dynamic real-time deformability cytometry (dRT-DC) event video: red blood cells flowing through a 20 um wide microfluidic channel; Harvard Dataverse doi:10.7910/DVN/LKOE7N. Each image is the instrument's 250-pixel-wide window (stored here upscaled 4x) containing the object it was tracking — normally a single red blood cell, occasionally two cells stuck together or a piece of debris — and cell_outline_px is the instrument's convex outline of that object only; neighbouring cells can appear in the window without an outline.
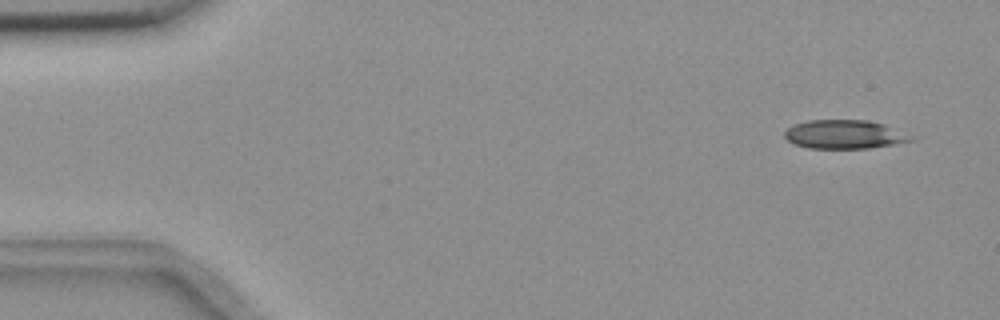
{"species": "common noctule bat (a hibernating species)", "species_latin": "Nyctalus noctula", "temperature_condition": "room temperature", "stored_images_in_passage": 8, "camera_frame_rate_fps": 3000, "um_per_image_px": 0.085, "animal": {"sex": "female", "body_mass_g": 18.4}, "frame": {"image": 1, "passage_image": 2, "time_ms": 0.333, "image_size_px": [1000, 320], "cell_outline_px": [[916, 140], [868, 148], [808, 148], [796, 144], [788, 140], [784, 136], [784, 132], [788, 128], [796, 124], [808, 120], [868, 120], [884, 124], [916, 136]], "centroid_in_image_um": [71.83, 11.42], "position_along_channel_um": 13.2, "area_um2": 21.15}}
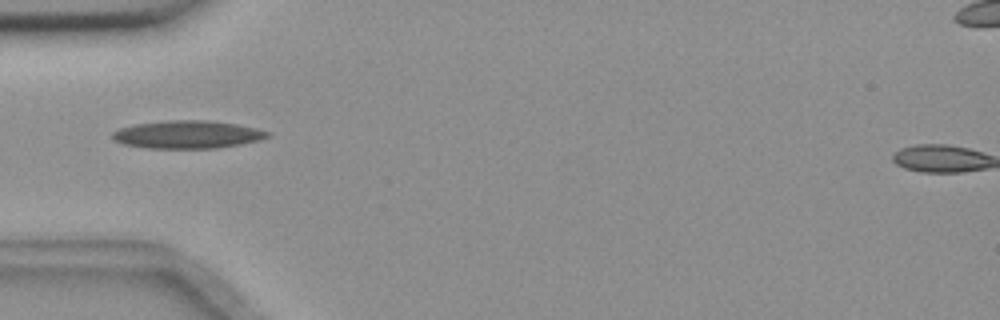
{"frame": {"image": 2, "passage_image": 6, "time_ms": 1.667, "image_size_px": [1000, 320], "cell_outline_px": [[272, 136], [260, 140], [240, 144], [216, 148], [144, 148], [124, 144], [112, 140], [112, 132], [120, 128], [136, 124], [168, 120], [208, 120], [236, 124], [256, 128], [272, 132]], "centroid_in_image_um": [15.96, 11.43], "position_along_channel_um": 69.0, "area_um2": 25.32}}
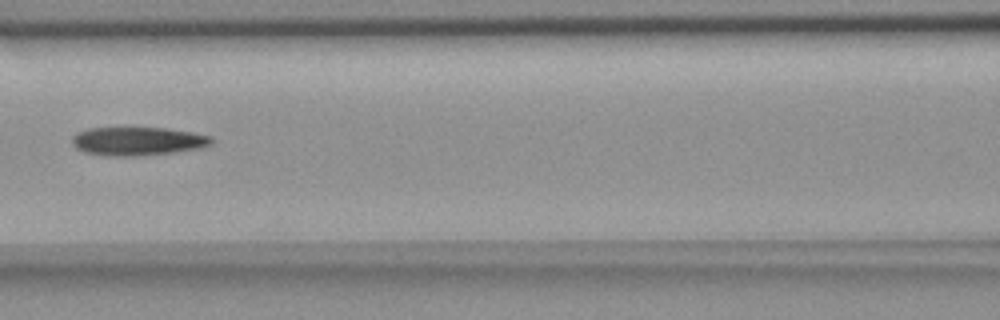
{"frame": {"image": 3, "passage_image": 8, "time_ms": 2.333, "image_size_px": [1000, 320], "cell_outline_px": [[212, 144], [200, 148], [176, 152], [140, 156], [108, 156], [84, 152], [76, 148], [72, 144], [72, 136], [76, 132], [88, 128], [168, 128], [192, 132], [212, 136]], "centroid_in_image_um": [11.7, 12.0], "position_along_channel_um": 154.9, "area_um2": 23.35}}